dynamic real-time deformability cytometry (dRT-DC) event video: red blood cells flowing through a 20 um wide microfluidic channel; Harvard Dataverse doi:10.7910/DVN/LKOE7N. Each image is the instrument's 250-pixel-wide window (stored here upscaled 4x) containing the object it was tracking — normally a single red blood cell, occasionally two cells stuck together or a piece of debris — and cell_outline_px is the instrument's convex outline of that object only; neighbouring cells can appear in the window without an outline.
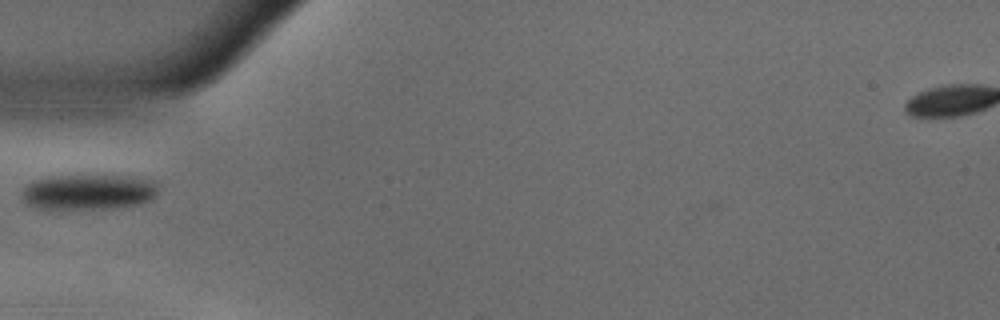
{"species": "common noctule bat (a hibernating species)", "species_latin": "Nyctalus noctula", "temperature_condition": "warm", "stored_images_in_passage": 43, "camera_frame_rate_fps": 3000, "um_per_image_px": 0.085, "animal": {"sex": "male", "body_mass_g": 18.8}, "frame": {"image": 1, "passage_image": 6, "time_ms": 1.667, "image_size_px": [1000, 320], "cell_outline_px": [[156, 196], [152, 200], [140, 204], [108, 208], [36, 208], [28, 204], [20, 196], [24, 188], [28, 184], [36, 180], [52, 176], [132, 176], [156, 180]], "centroid_in_image_um": [7.56, 16.31], "position_along_channel_um": 77.4, "area_um2": 27.92}}
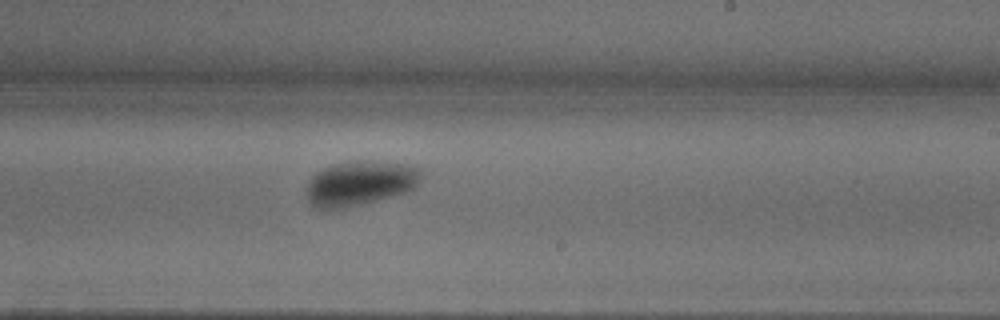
{"frame": {"image": 2, "passage_image": 21, "time_ms": 6.667, "image_size_px": [1000, 320], "cell_outline_px": [[420, 176], [416, 188], [408, 192], [364, 204], [344, 208], [316, 208], [308, 200], [308, 184], [312, 176], [316, 172], [324, 168], [336, 164], [356, 160], [372, 160], [404, 164], [420, 168]], "centroid_in_image_um": [30.64, 15.57], "position_along_channel_um": 258.4, "area_um2": 29.82}}
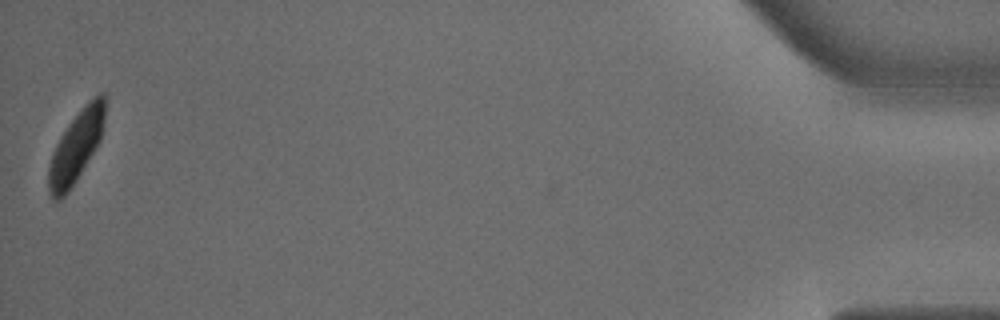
{"frame": {"image": 3, "passage_image": 43, "time_ms": 14.0, "image_size_px": [1000, 320], "cell_outline_px": [[104, 120], [100, 140], [96, 148], [76, 180], [68, 192], [60, 200], [52, 200], [48, 192], [48, 168], [52, 152], [60, 136], [68, 124], [84, 104], [92, 96], [100, 92], [104, 92]], "centroid_in_image_um": [6.44, 12.48], "position_along_channel_um": 428.8, "area_um2": 23.41}, "authors_computed_cell_mechanics": {"area_um2": 27.166, "velocity_mm_per_s": 3.6023, "shape_relaxation_time_tau1_ms": 2.8421, "shape_relaxation_time_tau2_ms": null, "deformation_change_tau1": 0.1294, "deformation_change_tau2": null}}